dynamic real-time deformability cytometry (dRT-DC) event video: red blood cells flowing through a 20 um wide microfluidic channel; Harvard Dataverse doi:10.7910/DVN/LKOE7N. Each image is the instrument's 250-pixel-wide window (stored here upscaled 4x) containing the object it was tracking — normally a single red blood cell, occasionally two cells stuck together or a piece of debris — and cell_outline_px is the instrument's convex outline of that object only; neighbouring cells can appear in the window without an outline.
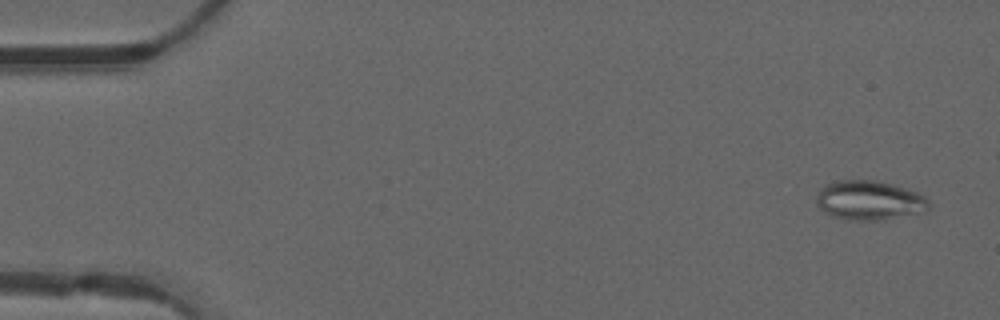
{"species": "common noctule bat (a hibernating species)", "species_latin": "Nyctalus noctula", "temperature_condition": "warm", "stored_images_in_passage": 50, "camera_frame_rate_fps": 3000, "um_per_image_px": 0.085, "animal": {"sex": "male", "forearm_length_mm": 52.5}, "frame": {"image": 1, "passage_image": 3, "time_ms": 0.667, "image_size_px": [1000, 320], "cell_outline_px": [[928, 208], [924, 212], [876, 220], [848, 220], [832, 216], [820, 208], [816, 204], [816, 196], [820, 188], [824, 184], [836, 180], [876, 180], [892, 184], [916, 192], [924, 196], [928, 200]], "centroid_in_image_um": [73.84, 17.01], "position_along_channel_um": 11.2, "area_um2": 25.72}}
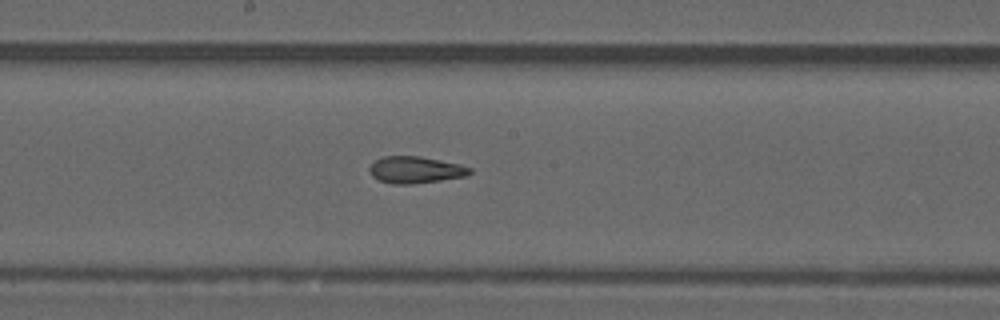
{"frame": {"image": 2, "passage_image": 27, "time_ms": 8.667, "image_size_px": [1000, 320], "cell_outline_px": [[472, 172], [468, 176], [412, 184], [392, 184], [380, 180], [372, 176], [368, 168], [376, 160], [384, 156], [420, 156], [460, 164], [472, 168]], "centroid_in_image_um": [35.34, 14.43], "position_along_channel_um": 212.9, "area_um2": 15.66}}
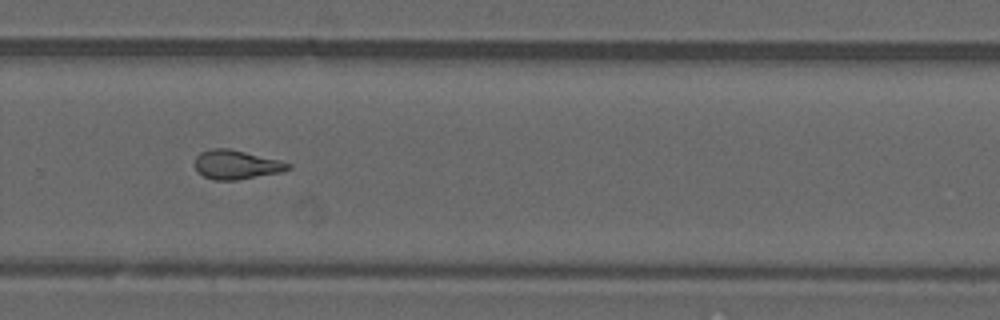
{"frame": {"image": 3, "passage_image": 34, "time_ms": 11.0, "image_size_px": [1000, 320], "cell_outline_px": [[292, 168], [280, 172], [236, 180], [212, 180], [196, 172], [192, 164], [196, 156], [200, 152], [212, 148], [228, 148], [280, 160], [292, 164]], "centroid_in_image_um": [20.03, 13.99], "position_along_channel_um": 309.8, "area_um2": 16.01}, "authors_computed_cell_mechanics": {"area_um2": 16.2707, "velocity_mm_per_s": 4.1689, "shape_relaxation_time_tau1_ms": null, "shape_relaxation_time_tau2_ms": 2.1584, "deformation_change_tau1": null, "deformation_change_tau2": 0.1056}}